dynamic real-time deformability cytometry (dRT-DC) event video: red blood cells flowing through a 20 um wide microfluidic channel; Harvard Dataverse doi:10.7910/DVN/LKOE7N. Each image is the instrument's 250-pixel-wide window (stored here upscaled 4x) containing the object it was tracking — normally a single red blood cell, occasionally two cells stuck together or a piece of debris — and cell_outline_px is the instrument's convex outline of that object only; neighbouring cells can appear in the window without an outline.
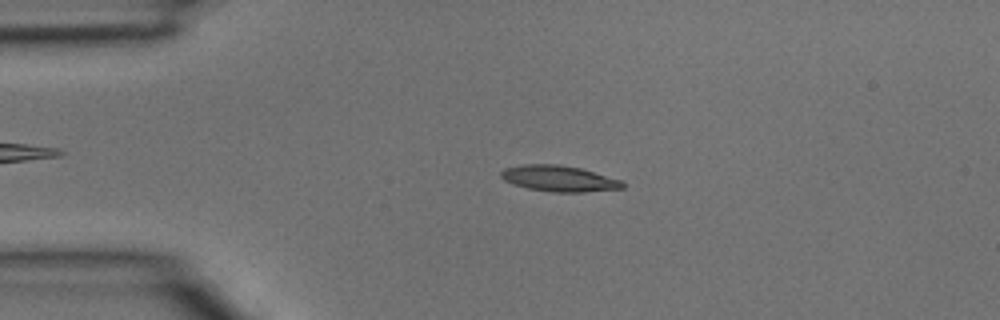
{"species": "common noctule bat (a hibernating species)", "species_latin": "Nyctalus noctula", "temperature_condition": "room temperature", "stored_images_in_passage": 34, "camera_frame_rate_fps": 3000, "um_per_image_px": 0.085, "animal": {"sex": "male", "body_mass_g": 15.6}, "frame": {"image": 1, "passage_image": 8, "time_ms": 2.333, "image_size_px": [1000, 320], "cell_outline_px": [[624, 188], [584, 192], [552, 192], [528, 188], [512, 184], [504, 180], [500, 176], [500, 172], [504, 168], [524, 164], [556, 164], [580, 168], [624, 180]], "centroid_in_image_um": [47.53, 15.17], "position_along_channel_um": 37.5, "area_um2": 18.5}}
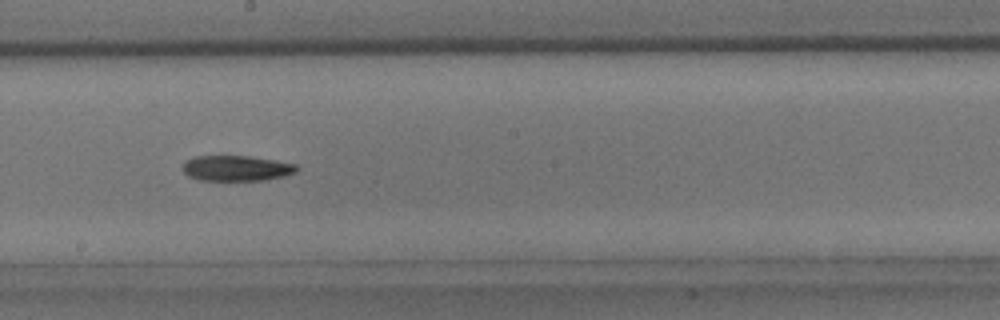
{"frame": {"image": 2, "passage_image": 21, "time_ms": 6.667, "image_size_px": [1000, 320], "cell_outline_px": [[300, 168], [296, 172], [284, 176], [264, 180], [200, 180], [188, 176], [184, 172], [184, 160], [196, 156], [248, 156], [276, 160], [296, 164]], "centroid_in_image_um": [20.12, 14.29], "position_along_channel_um": 228.1, "area_um2": 16.94}}
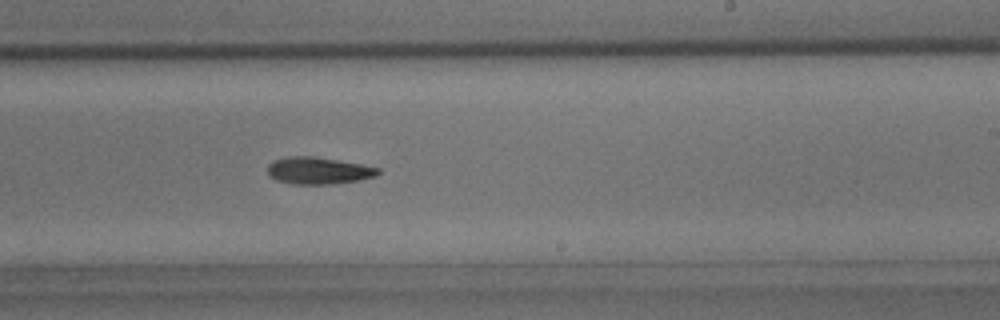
{"frame": {"image": 3, "passage_image": 23, "time_ms": 7.333, "image_size_px": [1000, 320], "cell_outline_px": [[380, 172], [376, 176], [356, 180], [328, 184], [292, 184], [276, 180], [268, 176], [268, 164], [272, 160], [288, 156], [312, 156], [360, 164], [380, 168]], "centroid_in_image_um": [27.0, 14.5], "position_along_channel_um": 262.0, "area_um2": 17.28}}